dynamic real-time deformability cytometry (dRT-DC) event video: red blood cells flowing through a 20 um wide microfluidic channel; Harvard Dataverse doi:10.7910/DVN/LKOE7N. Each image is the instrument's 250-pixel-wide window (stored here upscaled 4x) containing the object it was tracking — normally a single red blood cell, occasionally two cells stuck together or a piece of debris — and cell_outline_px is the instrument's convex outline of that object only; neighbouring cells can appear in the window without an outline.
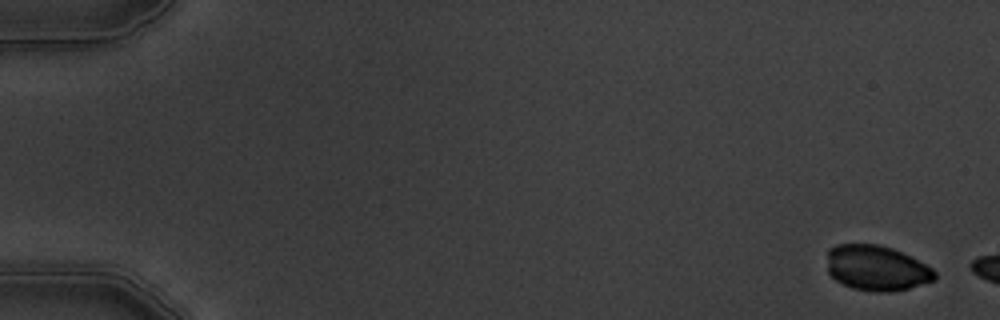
{"species": "common noctule bat (a hibernating species)", "species_latin": "Nyctalus noctula", "temperature_condition": "warm", "stored_images_in_passage": 3, "camera_frame_rate_fps": 3000, "um_per_image_px": 0.085, "animal": {"sex": "male", "body_mass_g": 19.5, "forearm_length_mm": 54.6}, "frame": {"image": 1, "passage_image": 1, "time_ms": 0.0, "image_size_px": [1000, 320], "cell_outline_px": [[936, 280], [908, 288], [888, 292], [876, 292], [852, 288], [836, 280], [828, 272], [828, 248], [836, 244], [880, 244], [892, 248], [932, 268], [936, 272]], "centroid_in_image_um": [74.49, 22.78], "position_along_channel_um": 10.5, "area_um2": 28.26}}